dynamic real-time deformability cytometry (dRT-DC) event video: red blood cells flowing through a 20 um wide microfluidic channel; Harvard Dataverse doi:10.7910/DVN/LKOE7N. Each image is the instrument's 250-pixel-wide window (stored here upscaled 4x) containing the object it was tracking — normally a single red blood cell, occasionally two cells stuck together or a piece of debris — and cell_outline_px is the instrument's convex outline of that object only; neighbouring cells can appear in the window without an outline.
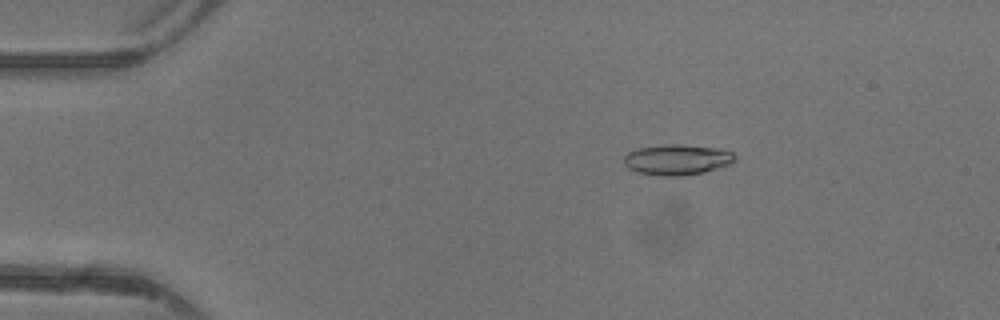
{"species": "common noctule bat (a hibernating species)", "species_latin": "Nyctalus noctula", "temperature_condition": "warm", "stored_images_in_passage": 48, "camera_frame_rate_fps": 3000, "um_per_image_px": 0.085, "animal": {"sex": "female"}, "frame": {"image": 1, "passage_image": 9, "time_ms": 2.667, "image_size_px": [1000, 320], "cell_outline_px": [[736, 160], [732, 164], [704, 172], [680, 176], [660, 176], [640, 172], [628, 168], [624, 164], [624, 156], [628, 152], [636, 148], [660, 144], [680, 144], [720, 148], [732, 152], [736, 156]], "centroid_in_image_um": [57.57, 13.55], "position_along_channel_um": 27.4, "area_um2": 20.06}}
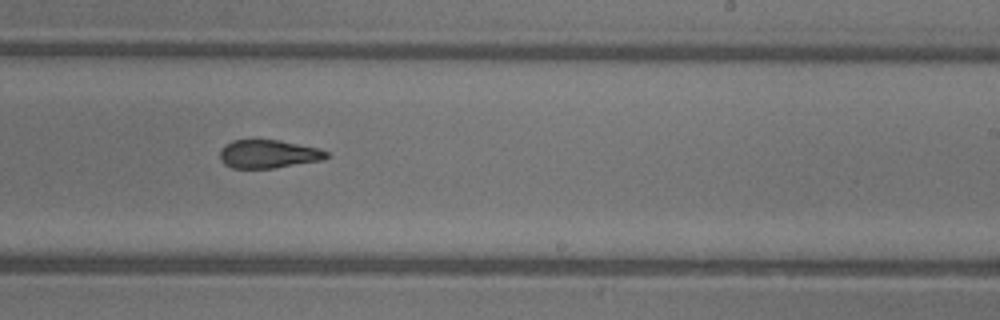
{"frame": {"image": 2, "passage_image": 30, "time_ms": 9.667, "image_size_px": [1000, 320], "cell_outline_px": [[328, 156], [324, 160], [276, 168], [232, 168], [224, 164], [220, 160], [220, 152], [224, 144], [232, 140], [280, 140], [320, 148], [328, 152]], "centroid_in_image_um": [22.83, 13.09], "position_along_channel_um": 266.2, "area_um2": 17.8}}
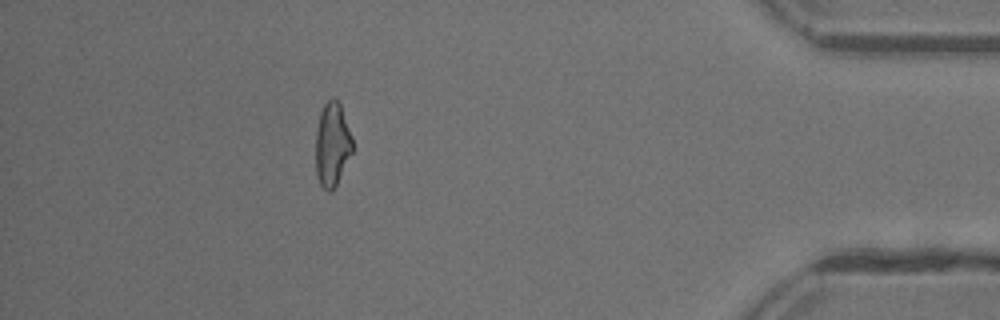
{"frame": {"image": 3, "passage_image": 43, "time_ms": 14.0, "image_size_px": [1000, 320], "cell_outline_px": [[352, 152], [332, 192], [328, 192], [320, 184], [316, 176], [316, 128], [320, 112], [324, 104], [332, 96], [340, 104], [352, 136]], "centroid_in_image_um": [28.22, 12.27], "position_along_channel_um": 407.0, "area_um2": 17.92}, "authors_computed_cell_mechanics": {"area_um2": 18.8428, "velocity_mm_per_s": 4.411, "shape_relaxation_time_tau1_ms": 8.0803, "shape_relaxation_time_tau2_ms": 2.7223, "deformation_change_tau1": 0.2532, "deformation_change_tau2": 0.1216}}